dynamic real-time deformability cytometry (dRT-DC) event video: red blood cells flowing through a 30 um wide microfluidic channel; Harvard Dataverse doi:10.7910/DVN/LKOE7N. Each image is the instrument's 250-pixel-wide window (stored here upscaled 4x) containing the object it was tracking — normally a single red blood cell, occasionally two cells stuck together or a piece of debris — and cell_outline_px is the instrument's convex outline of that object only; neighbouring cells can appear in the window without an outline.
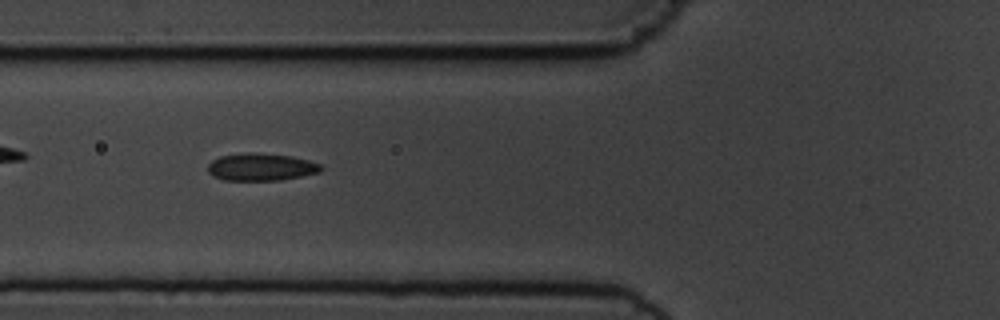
{"species": "common noctule bat (a hibernating species)", "species_latin": "Nyctalus noctula", "temperature_condition": "cold", "stored_images_in_passage": 41, "camera_frame_rate_fps": 3000, "um_per_image_px": 0.085, "animal": {"sex": "male", "body_mass_g": 19.5, "forearm_length_mm": 54.6}, "frame": {"image": 1, "passage_image": 7, "time_ms": 2.0, "image_size_px": [1000, 320], "cell_outline_px": [[324, 168], [320, 172], [280, 180], [224, 180], [208, 172], [208, 164], [212, 160], [220, 156], [248, 152], [256, 152], [292, 156], [308, 160], [320, 164]], "centroid_in_image_um": [22.2, 14.18], "position_along_channel_um": 103.6, "area_um2": 18.03}}
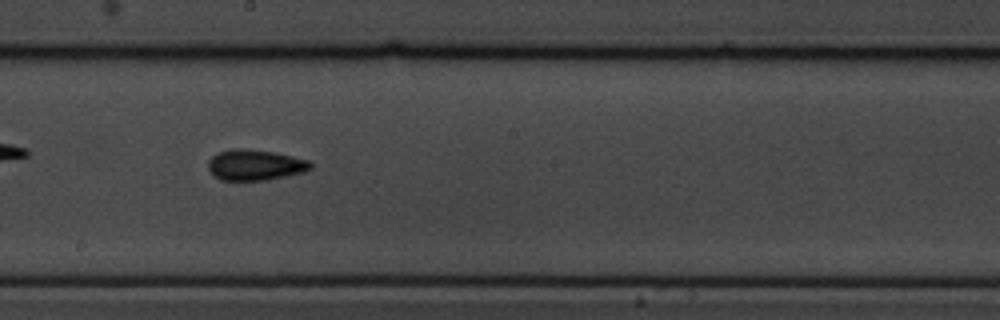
{"frame": {"image": 2, "passage_image": 17, "time_ms": 5.333, "image_size_px": [1000, 320], "cell_outline_px": [[312, 168], [304, 172], [268, 180], [220, 180], [208, 168], [208, 160], [216, 152], [232, 148], [244, 148], [276, 152], [308, 160], [312, 164]], "centroid_in_image_um": [21.68, 14.01], "position_along_channel_um": 226.5, "area_um2": 18.5}}
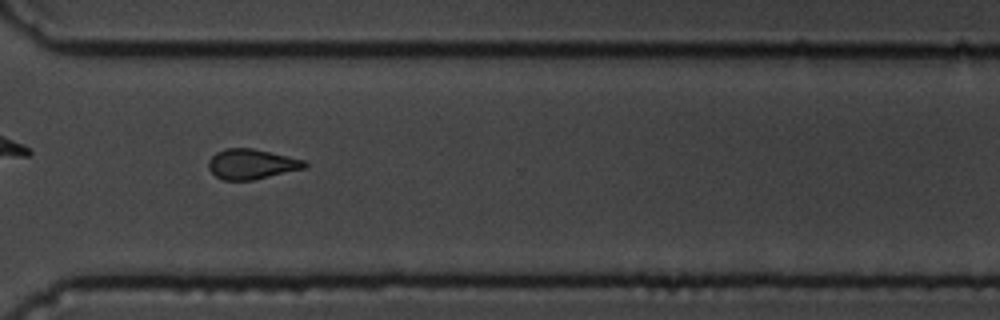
{"frame": {"image": 3, "passage_image": 27, "time_ms": 8.667, "image_size_px": [1000, 320], "cell_outline_px": [[308, 164], [304, 168], [252, 180], [224, 180], [216, 176], [208, 168], [208, 160], [216, 152], [224, 148], [252, 148], [288, 156], [304, 160]], "centroid_in_image_um": [21.35, 13.94], "position_along_channel_um": 349.3, "area_um2": 16.7}, "authors_computed_cell_mechanics": {"area_um2": 17.1088, "velocity_mm_per_s": 3.6874, "shape_relaxation_time_tau1_ms": 3.4852, "shape_relaxation_time_tau2_ms": 3.5917, "deformation_change_tau1": 0.1078, "deformation_change_tau2": 0.1043}}